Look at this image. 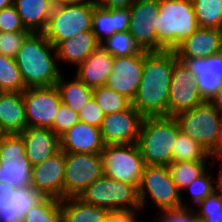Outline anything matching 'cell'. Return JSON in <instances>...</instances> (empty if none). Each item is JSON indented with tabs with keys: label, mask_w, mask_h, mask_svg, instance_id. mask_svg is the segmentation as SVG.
<instances>
[{
	"label": "cell",
	"mask_w": 222,
	"mask_h": 222,
	"mask_svg": "<svg viewBox=\"0 0 222 222\" xmlns=\"http://www.w3.org/2000/svg\"><path fill=\"white\" fill-rule=\"evenodd\" d=\"M177 60L174 50H144L142 78L132 101L144 117L169 116L170 81Z\"/></svg>",
	"instance_id": "obj_1"
},
{
	"label": "cell",
	"mask_w": 222,
	"mask_h": 222,
	"mask_svg": "<svg viewBox=\"0 0 222 222\" xmlns=\"http://www.w3.org/2000/svg\"><path fill=\"white\" fill-rule=\"evenodd\" d=\"M15 60L27 88L55 86L62 74L56 63V47L43 33H30Z\"/></svg>",
	"instance_id": "obj_2"
},
{
	"label": "cell",
	"mask_w": 222,
	"mask_h": 222,
	"mask_svg": "<svg viewBox=\"0 0 222 222\" xmlns=\"http://www.w3.org/2000/svg\"><path fill=\"white\" fill-rule=\"evenodd\" d=\"M180 130L173 116L144 117L137 145L146 166H168Z\"/></svg>",
	"instance_id": "obj_3"
},
{
	"label": "cell",
	"mask_w": 222,
	"mask_h": 222,
	"mask_svg": "<svg viewBox=\"0 0 222 222\" xmlns=\"http://www.w3.org/2000/svg\"><path fill=\"white\" fill-rule=\"evenodd\" d=\"M198 28L192 0H159L156 41L165 50H174Z\"/></svg>",
	"instance_id": "obj_4"
},
{
	"label": "cell",
	"mask_w": 222,
	"mask_h": 222,
	"mask_svg": "<svg viewBox=\"0 0 222 222\" xmlns=\"http://www.w3.org/2000/svg\"><path fill=\"white\" fill-rule=\"evenodd\" d=\"M78 198L110 212L141 210L138 188L135 185L117 181L104 174L88 186Z\"/></svg>",
	"instance_id": "obj_5"
},
{
	"label": "cell",
	"mask_w": 222,
	"mask_h": 222,
	"mask_svg": "<svg viewBox=\"0 0 222 222\" xmlns=\"http://www.w3.org/2000/svg\"><path fill=\"white\" fill-rule=\"evenodd\" d=\"M93 9L88 2L57 3L43 34L56 47L61 41L91 31Z\"/></svg>",
	"instance_id": "obj_6"
},
{
	"label": "cell",
	"mask_w": 222,
	"mask_h": 222,
	"mask_svg": "<svg viewBox=\"0 0 222 222\" xmlns=\"http://www.w3.org/2000/svg\"><path fill=\"white\" fill-rule=\"evenodd\" d=\"M147 195L151 197L153 203L161 212L192 208L188 207L186 202H183L182 194L172 180L168 166H145L138 187L141 210L146 205Z\"/></svg>",
	"instance_id": "obj_7"
},
{
	"label": "cell",
	"mask_w": 222,
	"mask_h": 222,
	"mask_svg": "<svg viewBox=\"0 0 222 222\" xmlns=\"http://www.w3.org/2000/svg\"><path fill=\"white\" fill-rule=\"evenodd\" d=\"M101 155L105 176L139 187L146 165L137 143L105 144Z\"/></svg>",
	"instance_id": "obj_8"
},
{
	"label": "cell",
	"mask_w": 222,
	"mask_h": 222,
	"mask_svg": "<svg viewBox=\"0 0 222 222\" xmlns=\"http://www.w3.org/2000/svg\"><path fill=\"white\" fill-rule=\"evenodd\" d=\"M222 114L210 101L174 116L180 131L200 143L208 152L215 146Z\"/></svg>",
	"instance_id": "obj_9"
},
{
	"label": "cell",
	"mask_w": 222,
	"mask_h": 222,
	"mask_svg": "<svg viewBox=\"0 0 222 222\" xmlns=\"http://www.w3.org/2000/svg\"><path fill=\"white\" fill-rule=\"evenodd\" d=\"M64 198L78 197L103 173L101 154L65 153Z\"/></svg>",
	"instance_id": "obj_10"
},
{
	"label": "cell",
	"mask_w": 222,
	"mask_h": 222,
	"mask_svg": "<svg viewBox=\"0 0 222 222\" xmlns=\"http://www.w3.org/2000/svg\"><path fill=\"white\" fill-rule=\"evenodd\" d=\"M23 98L27 127L50 128L61 104L57 87H30Z\"/></svg>",
	"instance_id": "obj_11"
},
{
	"label": "cell",
	"mask_w": 222,
	"mask_h": 222,
	"mask_svg": "<svg viewBox=\"0 0 222 222\" xmlns=\"http://www.w3.org/2000/svg\"><path fill=\"white\" fill-rule=\"evenodd\" d=\"M131 18L128 32L146 51H164L156 41L155 26L159 14V0H135L129 8Z\"/></svg>",
	"instance_id": "obj_12"
},
{
	"label": "cell",
	"mask_w": 222,
	"mask_h": 222,
	"mask_svg": "<svg viewBox=\"0 0 222 222\" xmlns=\"http://www.w3.org/2000/svg\"><path fill=\"white\" fill-rule=\"evenodd\" d=\"M144 116L131 105L124 111L106 114L99 127L105 144L137 143Z\"/></svg>",
	"instance_id": "obj_13"
},
{
	"label": "cell",
	"mask_w": 222,
	"mask_h": 222,
	"mask_svg": "<svg viewBox=\"0 0 222 222\" xmlns=\"http://www.w3.org/2000/svg\"><path fill=\"white\" fill-rule=\"evenodd\" d=\"M204 100L199 94L195 75L182 61L177 60L171 75L169 91V116L191 110Z\"/></svg>",
	"instance_id": "obj_14"
},
{
	"label": "cell",
	"mask_w": 222,
	"mask_h": 222,
	"mask_svg": "<svg viewBox=\"0 0 222 222\" xmlns=\"http://www.w3.org/2000/svg\"><path fill=\"white\" fill-rule=\"evenodd\" d=\"M65 152L59 150L32 166L31 185L45 197L64 199Z\"/></svg>",
	"instance_id": "obj_15"
},
{
	"label": "cell",
	"mask_w": 222,
	"mask_h": 222,
	"mask_svg": "<svg viewBox=\"0 0 222 222\" xmlns=\"http://www.w3.org/2000/svg\"><path fill=\"white\" fill-rule=\"evenodd\" d=\"M144 50L140 54L114 57L106 86L133 101L141 82Z\"/></svg>",
	"instance_id": "obj_16"
},
{
	"label": "cell",
	"mask_w": 222,
	"mask_h": 222,
	"mask_svg": "<svg viewBox=\"0 0 222 222\" xmlns=\"http://www.w3.org/2000/svg\"><path fill=\"white\" fill-rule=\"evenodd\" d=\"M195 75L199 94L210 101L222 86V51L205 58L177 57Z\"/></svg>",
	"instance_id": "obj_17"
},
{
	"label": "cell",
	"mask_w": 222,
	"mask_h": 222,
	"mask_svg": "<svg viewBox=\"0 0 222 222\" xmlns=\"http://www.w3.org/2000/svg\"><path fill=\"white\" fill-rule=\"evenodd\" d=\"M44 198L45 196L32 185L16 188L0 182V222L24 218L27 211Z\"/></svg>",
	"instance_id": "obj_18"
},
{
	"label": "cell",
	"mask_w": 222,
	"mask_h": 222,
	"mask_svg": "<svg viewBox=\"0 0 222 222\" xmlns=\"http://www.w3.org/2000/svg\"><path fill=\"white\" fill-rule=\"evenodd\" d=\"M59 141L65 153L101 154L105 145L99 127L81 121L63 133Z\"/></svg>",
	"instance_id": "obj_19"
},
{
	"label": "cell",
	"mask_w": 222,
	"mask_h": 222,
	"mask_svg": "<svg viewBox=\"0 0 222 222\" xmlns=\"http://www.w3.org/2000/svg\"><path fill=\"white\" fill-rule=\"evenodd\" d=\"M177 57L205 58L222 51V30L199 27L174 49Z\"/></svg>",
	"instance_id": "obj_20"
},
{
	"label": "cell",
	"mask_w": 222,
	"mask_h": 222,
	"mask_svg": "<svg viewBox=\"0 0 222 222\" xmlns=\"http://www.w3.org/2000/svg\"><path fill=\"white\" fill-rule=\"evenodd\" d=\"M20 135L26 157L32 165L43 162L60 150L59 137L49 128L27 127Z\"/></svg>",
	"instance_id": "obj_21"
},
{
	"label": "cell",
	"mask_w": 222,
	"mask_h": 222,
	"mask_svg": "<svg viewBox=\"0 0 222 222\" xmlns=\"http://www.w3.org/2000/svg\"><path fill=\"white\" fill-rule=\"evenodd\" d=\"M113 62L114 57L99 46L77 67L76 76L88 87H101L108 82Z\"/></svg>",
	"instance_id": "obj_22"
},
{
	"label": "cell",
	"mask_w": 222,
	"mask_h": 222,
	"mask_svg": "<svg viewBox=\"0 0 222 222\" xmlns=\"http://www.w3.org/2000/svg\"><path fill=\"white\" fill-rule=\"evenodd\" d=\"M130 18L129 8L105 9L101 6H94L91 31L101 44L114 33L127 31Z\"/></svg>",
	"instance_id": "obj_23"
},
{
	"label": "cell",
	"mask_w": 222,
	"mask_h": 222,
	"mask_svg": "<svg viewBox=\"0 0 222 222\" xmlns=\"http://www.w3.org/2000/svg\"><path fill=\"white\" fill-rule=\"evenodd\" d=\"M54 0H13L26 30L43 33L56 6Z\"/></svg>",
	"instance_id": "obj_24"
},
{
	"label": "cell",
	"mask_w": 222,
	"mask_h": 222,
	"mask_svg": "<svg viewBox=\"0 0 222 222\" xmlns=\"http://www.w3.org/2000/svg\"><path fill=\"white\" fill-rule=\"evenodd\" d=\"M0 125L7 134H20L27 128L21 92H0Z\"/></svg>",
	"instance_id": "obj_25"
},
{
	"label": "cell",
	"mask_w": 222,
	"mask_h": 222,
	"mask_svg": "<svg viewBox=\"0 0 222 222\" xmlns=\"http://www.w3.org/2000/svg\"><path fill=\"white\" fill-rule=\"evenodd\" d=\"M100 45L92 31H85L79 33L76 37L61 41L56 46L57 58L60 61H66L78 67Z\"/></svg>",
	"instance_id": "obj_26"
},
{
	"label": "cell",
	"mask_w": 222,
	"mask_h": 222,
	"mask_svg": "<svg viewBox=\"0 0 222 222\" xmlns=\"http://www.w3.org/2000/svg\"><path fill=\"white\" fill-rule=\"evenodd\" d=\"M62 222H106L110 211L83 202L78 197L61 200Z\"/></svg>",
	"instance_id": "obj_27"
},
{
	"label": "cell",
	"mask_w": 222,
	"mask_h": 222,
	"mask_svg": "<svg viewBox=\"0 0 222 222\" xmlns=\"http://www.w3.org/2000/svg\"><path fill=\"white\" fill-rule=\"evenodd\" d=\"M72 81L66 82L61 74L56 82L61 102L70 107L74 112H79L93 98V88L86 86L76 75Z\"/></svg>",
	"instance_id": "obj_28"
},
{
	"label": "cell",
	"mask_w": 222,
	"mask_h": 222,
	"mask_svg": "<svg viewBox=\"0 0 222 222\" xmlns=\"http://www.w3.org/2000/svg\"><path fill=\"white\" fill-rule=\"evenodd\" d=\"M0 182L13 185L14 187H25L31 185L32 164L22 155L20 159L0 160Z\"/></svg>",
	"instance_id": "obj_29"
},
{
	"label": "cell",
	"mask_w": 222,
	"mask_h": 222,
	"mask_svg": "<svg viewBox=\"0 0 222 222\" xmlns=\"http://www.w3.org/2000/svg\"><path fill=\"white\" fill-rule=\"evenodd\" d=\"M206 165V161H176L170 163L168 168L172 180L182 193V190L206 171Z\"/></svg>",
	"instance_id": "obj_30"
},
{
	"label": "cell",
	"mask_w": 222,
	"mask_h": 222,
	"mask_svg": "<svg viewBox=\"0 0 222 222\" xmlns=\"http://www.w3.org/2000/svg\"><path fill=\"white\" fill-rule=\"evenodd\" d=\"M211 155L198 142L182 131H178L173 147V162L176 161H207Z\"/></svg>",
	"instance_id": "obj_31"
},
{
	"label": "cell",
	"mask_w": 222,
	"mask_h": 222,
	"mask_svg": "<svg viewBox=\"0 0 222 222\" xmlns=\"http://www.w3.org/2000/svg\"><path fill=\"white\" fill-rule=\"evenodd\" d=\"M27 89L14 58L0 54V92H21Z\"/></svg>",
	"instance_id": "obj_32"
},
{
	"label": "cell",
	"mask_w": 222,
	"mask_h": 222,
	"mask_svg": "<svg viewBox=\"0 0 222 222\" xmlns=\"http://www.w3.org/2000/svg\"><path fill=\"white\" fill-rule=\"evenodd\" d=\"M199 27L222 30V0H192Z\"/></svg>",
	"instance_id": "obj_33"
},
{
	"label": "cell",
	"mask_w": 222,
	"mask_h": 222,
	"mask_svg": "<svg viewBox=\"0 0 222 222\" xmlns=\"http://www.w3.org/2000/svg\"><path fill=\"white\" fill-rule=\"evenodd\" d=\"M93 99L105 115L124 111L132 105V101L126 96L117 93L106 85L93 88Z\"/></svg>",
	"instance_id": "obj_34"
},
{
	"label": "cell",
	"mask_w": 222,
	"mask_h": 222,
	"mask_svg": "<svg viewBox=\"0 0 222 222\" xmlns=\"http://www.w3.org/2000/svg\"><path fill=\"white\" fill-rule=\"evenodd\" d=\"M113 57H124L140 54L143 49L127 31L116 32L100 45Z\"/></svg>",
	"instance_id": "obj_35"
},
{
	"label": "cell",
	"mask_w": 222,
	"mask_h": 222,
	"mask_svg": "<svg viewBox=\"0 0 222 222\" xmlns=\"http://www.w3.org/2000/svg\"><path fill=\"white\" fill-rule=\"evenodd\" d=\"M24 220L25 222H62L61 200L45 197L27 211Z\"/></svg>",
	"instance_id": "obj_36"
},
{
	"label": "cell",
	"mask_w": 222,
	"mask_h": 222,
	"mask_svg": "<svg viewBox=\"0 0 222 222\" xmlns=\"http://www.w3.org/2000/svg\"><path fill=\"white\" fill-rule=\"evenodd\" d=\"M195 216L204 222H222V196L215 191L197 204Z\"/></svg>",
	"instance_id": "obj_37"
},
{
	"label": "cell",
	"mask_w": 222,
	"mask_h": 222,
	"mask_svg": "<svg viewBox=\"0 0 222 222\" xmlns=\"http://www.w3.org/2000/svg\"><path fill=\"white\" fill-rule=\"evenodd\" d=\"M78 122L79 114L77 112H74L70 109L69 106L61 102L58 113L53 119V124L49 129L58 137H60L63 133L72 128Z\"/></svg>",
	"instance_id": "obj_38"
},
{
	"label": "cell",
	"mask_w": 222,
	"mask_h": 222,
	"mask_svg": "<svg viewBox=\"0 0 222 222\" xmlns=\"http://www.w3.org/2000/svg\"><path fill=\"white\" fill-rule=\"evenodd\" d=\"M25 145L20 134H7L0 143V160L20 159Z\"/></svg>",
	"instance_id": "obj_39"
},
{
	"label": "cell",
	"mask_w": 222,
	"mask_h": 222,
	"mask_svg": "<svg viewBox=\"0 0 222 222\" xmlns=\"http://www.w3.org/2000/svg\"><path fill=\"white\" fill-rule=\"evenodd\" d=\"M31 32H0V54L16 58L26 37Z\"/></svg>",
	"instance_id": "obj_40"
},
{
	"label": "cell",
	"mask_w": 222,
	"mask_h": 222,
	"mask_svg": "<svg viewBox=\"0 0 222 222\" xmlns=\"http://www.w3.org/2000/svg\"><path fill=\"white\" fill-rule=\"evenodd\" d=\"M211 177V174H209L206 170L202 175L193 180L190 185L185 188L190 191L192 201L194 200L193 203L198 204L214 192L215 185L212 183L214 180H212Z\"/></svg>",
	"instance_id": "obj_41"
},
{
	"label": "cell",
	"mask_w": 222,
	"mask_h": 222,
	"mask_svg": "<svg viewBox=\"0 0 222 222\" xmlns=\"http://www.w3.org/2000/svg\"><path fill=\"white\" fill-rule=\"evenodd\" d=\"M0 32H30L24 27L13 4L0 10Z\"/></svg>",
	"instance_id": "obj_42"
},
{
	"label": "cell",
	"mask_w": 222,
	"mask_h": 222,
	"mask_svg": "<svg viewBox=\"0 0 222 222\" xmlns=\"http://www.w3.org/2000/svg\"><path fill=\"white\" fill-rule=\"evenodd\" d=\"M105 114L92 98L79 112V121L94 127H100Z\"/></svg>",
	"instance_id": "obj_43"
},
{
	"label": "cell",
	"mask_w": 222,
	"mask_h": 222,
	"mask_svg": "<svg viewBox=\"0 0 222 222\" xmlns=\"http://www.w3.org/2000/svg\"><path fill=\"white\" fill-rule=\"evenodd\" d=\"M158 222H194L196 219L193 208H181L176 210L158 211Z\"/></svg>",
	"instance_id": "obj_44"
},
{
	"label": "cell",
	"mask_w": 222,
	"mask_h": 222,
	"mask_svg": "<svg viewBox=\"0 0 222 222\" xmlns=\"http://www.w3.org/2000/svg\"><path fill=\"white\" fill-rule=\"evenodd\" d=\"M141 210L134 211H114L110 212L106 222H137L136 212Z\"/></svg>",
	"instance_id": "obj_45"
},
{
	"label": "cell",
	"mask_w": 222,
	"mask_h": 222,
	"mask_svg": "<svg viewBox=\"0 0 222 222\" xmlns=\"http://www.w3.org/2000/svg\"><path fill=\"white\" fill-rule=\"evenodd\" d=\"M135 0H105L101 7L105 9H126L130 8Z\"/></svg>",
	"instance_id": "obj_46"
},
{
	"label": "cell",
	"mask_w": 222,
	"mask_h": 222,
	"mask_svg": "<svg viewBox=\"0 0 222 222\" xmlns=\"http://www.w3.org/2000/svg\"><path fill=\"white\" fill-rule=\"evenodd\" d=\"M218 132H217V137H216V144L215 146L209 151V154L212 155H216L219 153H222V117L220 119L219 122V128H218Z\"/></svg>",
	"instance_id": "obj_47"
},
{
	"label": "cell",
	"mask_w": 222,
	"mask_h": 222,
	"mask_svg": "<svg viewBox=\"0 0 222 222\" xmlns=\"http://www.w3.org/2000/svg\"><path fill=\"white\" fill-rule=\"evenodd\" d=\"M215 108L222 114V86L218 89L216 94L210 100Z\"/></svg>",
	"instance_id": "obj_48"
},
{
	"label": "cell",
	"mask_w": 222,
	"mask_h": 222,
	"mask_svg": "<svg viewBox=\"0 0 222 222\" xmlns=\"http://www.w3.org/2000/svg\"><path fill=\"white\" fill-rule=\"evenodd\" d=\"M214 156H215V158L218 157L220 160H222V153L212 155L211 159H213ZM218 175H219V177L216 179L217 181H216V186H214V191L222 196V164H221V171L218 173Z\"/></svg>",
	"instance_id": "obj_49"
},
{
	"label": "cell",
	"mask_w": 222,
	"mask_h": 222,
	"mask_svg": "<svg viewBox=\"0 0 222 222\" xmlns=\"http://www.w3.org/2000/svg\"><path fill=\"white\" fill-rule=\"evenodd\" d=\"M12 4L13 0H0V10L5 7L11 6Z\"/></svg>",
	"instance_id": "obj_50"
},
{
	"label": "cell",
	"mask_w": 222,
	"mask_h": 222,
	"mask_svg": "<svg viewBox=\"0 0 222 222\" xmlns=\"http://www.w3.org/2000/svg\"><path fill=\"white\" fill-rule=\"evenodd\" d=\"M87 2L94 6H101L105 0H87Z\"/></svg>",
	"instance_id": "obj_51"
},
{
	"label": "cell",
	"mask_w": 222,
	"mask_h": 222,
	"mask_svg": "<svg viewBox=\"0 0 222 222\" xmlns=\"http://www.w3.org/2000/svg\"><path fill=\"white\" fill-rule=\"evenodd\" d=\"M56 3H66V2H87V0H54Z\"/></svg>",
	"instance_id": "obj_52"
},
{
	"label": "cell",
	"mask_w": 222,
	"mask_h": 222,
	"mask_svg": "<svg viewBox=\"0 0 222 222\" xmlns=\"http://www.w3.org/2000/svg\"><path fill=\"white\" fill-rule=\"evenodd\" d=\"M6 135H7V133L2 129V127L0 125V143Z\"/></svg>",
	"instance_id": "obj_53"
},
{
	"label": "cell",
	"mask_w": 222,
	"mask_h": 222,
	"mask_svg": "<svg viewBox=\"0 0 222 222\" xmlns=\"http://www.w3.org/2000/svg\"><path fill=\"white\" fill-rule=\"evenodd\" d=\"M12 222H25L24 218H17L16 220H13Z\"/></svg>",
	"instance_id": "obj_54"
},
{
	"label": "cell",
	"mask_w": 222,
	"mask_h": 222,
	"mask_svg": "<svg viewBox=\"0 0 222 222\" xmlns=\"http://www.w3.org/2000/svg\"><path fill=\"white\" fill-rule=\"evenodd\" d=\"M194 222H204V221L201 220V219L196 218Z\"/></svg>",
	"instance_id": "obj_55"
}]
</instances>
